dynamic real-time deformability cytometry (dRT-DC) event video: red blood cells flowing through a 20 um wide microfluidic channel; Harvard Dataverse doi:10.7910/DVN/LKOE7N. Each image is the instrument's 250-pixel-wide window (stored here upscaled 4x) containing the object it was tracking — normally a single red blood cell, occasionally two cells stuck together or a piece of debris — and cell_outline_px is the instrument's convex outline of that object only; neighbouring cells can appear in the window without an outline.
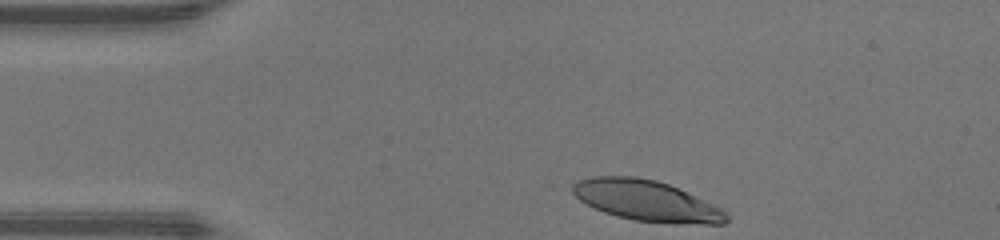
{"species": "human", "species_latin": "Homo sapiens", "temperature_condition": "warm", "stored_images_in_passage": 31, "camera_frame_rate_fps": 3000, "um_per_image_px": 0.085, "donor": {"sex": "male"}, "frame": {"image": 1, "passage_image": 1, "time_ms": 0.0, "image_size_px": [1000, 240], "cell_outline_px": [[728, 220], [724, 224], [668, 224], [632, 220], [616, 216], [604, 212], [580, 200], [564, 188], [568, 184], [576, 180], [592, 176], [636, 176], [656, 180], [668, 184], [704, 200], [720, 208], [728, 216]], "centroid_in_image_um": [54.85, 17.05], "position_along_channel_um": 30.2, "area_um2": 36.99}}
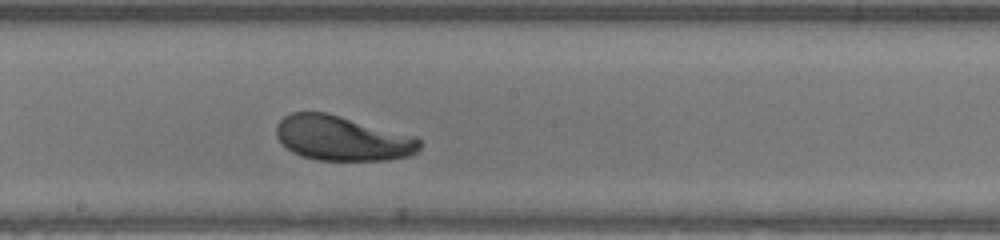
{"frame": {"image": 2, "passage_image": 18, "time_ms": 5.667, "image_size_px": [1000, 240], "cell_outline_px": [[420, 152], [412, 156], [388, 160], [316, 160], [300, 156], [292, 152], [276, 136], [276, 124], [284, 116], [292, 112], [324, 112], [340, 116], [416, 136], [420, 140]], "centroid_in_image_um": [29.12, 11.77], "position_along_channel_um": 219.1, "area_um2": 37.57}}
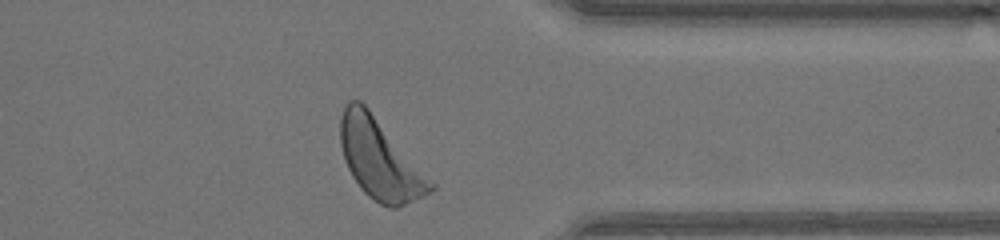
{"frame": {"image": 3, "passage_image": 30, "time_ms": 9.667, "image_size_px": [1000, 240], "cell_outline_px": [[436, 188], [424, 196], [396, 208], [388, 208], [372, 200], [360, 188], [352, 176], [344, 160], [340, 144], [340, 116], [344, 104], [348, 100], [360, 100], [368, 108], [436, 184]], "centroid_in_image_um": [32.27, 13.55], "position_along_channel_um": 379.1, "area_um2": 42.02}, "authors_computed_cell_mechanics": {"area_um2": 38.0902, "velocity_mm_per_s": 4.2551, "shape_relaxation_time_tau1_ms": 2.047, "shape_relaxation_time_tau2_ms": 11.0705, "deformation_change_tau1": 0.1421, "deformation_change_tau2": 0.2648}}